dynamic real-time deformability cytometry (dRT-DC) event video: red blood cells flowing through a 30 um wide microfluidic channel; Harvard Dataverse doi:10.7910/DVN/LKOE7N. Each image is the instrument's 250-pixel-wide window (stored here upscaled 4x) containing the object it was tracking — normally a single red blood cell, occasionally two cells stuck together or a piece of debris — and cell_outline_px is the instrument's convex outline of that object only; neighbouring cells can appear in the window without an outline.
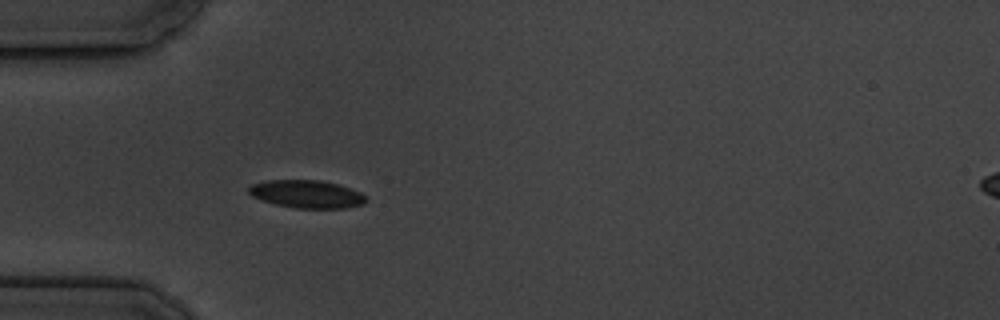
{"species": "common noctule bat (a hibernating species)", "species_latin": "Nyctalus noctula", "temperature_condition": "cold", "stored_images_in_passage": 1, "camera_frame_rate_fps": 3000, "um_per_image_px": 0.085, "animal": {"sex": "male", "body_mass_g": 19.5, "forearm_length_mm": 54.6}, "frame": {"image": 1, "passage_image": 1, "time_ms": 0.0, "image_size_px": [1000, 320], "cell_outline_px": [[368, 200], [364, 204], [348, 208], [296, 208], [276, 204], [252, 196], [248, 192], [248, 188], [252, 184], [268, 180], [320, 180], [352, 188], [368, 196]], "centroid_in_image_um": [26.14, 16.5], "position_along_channel_um": 58.9, "area_um2": 19.07}}